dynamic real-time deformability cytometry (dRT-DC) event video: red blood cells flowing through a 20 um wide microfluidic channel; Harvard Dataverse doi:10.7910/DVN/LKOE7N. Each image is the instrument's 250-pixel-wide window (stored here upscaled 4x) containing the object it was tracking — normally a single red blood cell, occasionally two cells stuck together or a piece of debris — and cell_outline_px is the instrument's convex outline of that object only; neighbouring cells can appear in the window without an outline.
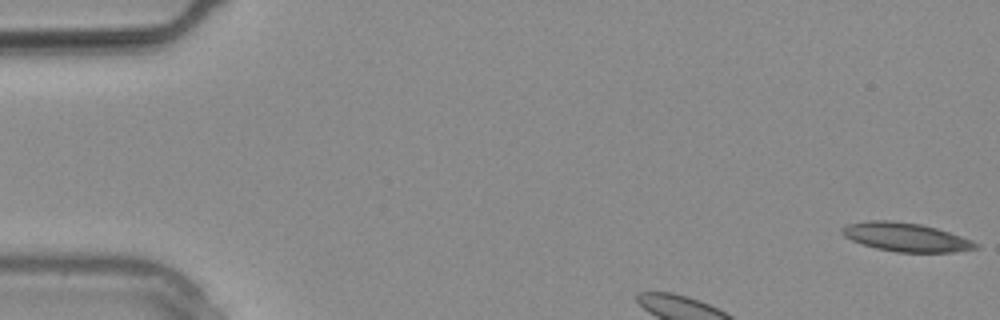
{"species": "common noctule bat (a hibernating species)", "species_latin": "Nyctalus noctula", "temperature_condition": "warm", "stored_images_in_passage": 6, "camera_frame_rate_fps": 3000, "um_per_image_px": 0.085, "animal": {"sex": "male", "body_mass_g": 20.4}, "frame": {"image": 1, "passage_image": 1, "time_ms": 0.0, "image_size_px": [1000, 320], "cell_outline_px": [[980, 248], [952, 252], [896, 252], [876, 248], [852, 240], [844, 236], [840, 232], [840, 228], [848, 224], [868, 220], [892, 220], [920, 224], [936, 228], [972, 240], [980, 244]], "centroid_in_image_um": [77.0, 20.15], "position_along_channel_um": 8.0, "area_um2": 22.31}}